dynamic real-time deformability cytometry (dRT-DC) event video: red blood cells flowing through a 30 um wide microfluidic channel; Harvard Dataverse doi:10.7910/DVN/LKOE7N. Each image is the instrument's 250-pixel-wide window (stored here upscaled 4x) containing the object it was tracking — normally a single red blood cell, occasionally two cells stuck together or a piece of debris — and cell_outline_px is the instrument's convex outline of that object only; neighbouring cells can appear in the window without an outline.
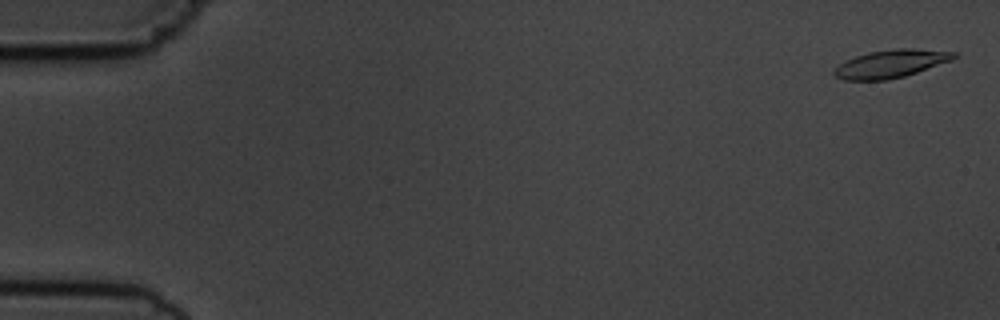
{"species": "common noctule bat (a hibernating species)", "species_latin": "Nyctalus noctula", "temperature_condition": "cold", "stored_images_in_passage": 5, "camera_frame_rate_fps": 3000, "um_per_image_px": 0.085, "animal": {"sex": "male", "body_mass_g": 19.5, "forearm_length_mm": 54.6}, "frame": {"image": 1, "passage_image": 1, "time_ms": 0.0, "image_size_px": [1000, 320], "cell_outline_px": [[956, 56], [952, 60], [904, 76], [888, 80], [844, 80], [836, 76], [832, 72], [840, 64], [856, 56], [868, 52], [896, 48], [912, 48], [956, 52]], "centroid_in_image_um": [75.72, 5.41], "position_along_channel_um": 9.3, "area_um2": 19.25}}
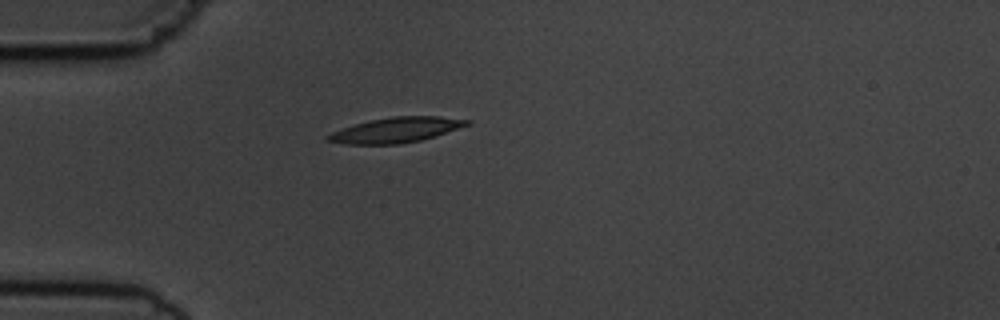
{"frame": {"image": 2, "passage_image": 5, "time_ms": 4.667, "image_size_px": [1000, 320], "cell_outline_px": [[472, 124], [420, 140], [400, 144], [344, 144], [324, 140], [324, 136], [332, 132], [356, 124], [372, 120], [392, 116], [440, 116], [472, 120]], "centroid_in_image_um": [33.67, 11.05], "position_along_channel_um": 51.3, "area_um2": 20.29}}